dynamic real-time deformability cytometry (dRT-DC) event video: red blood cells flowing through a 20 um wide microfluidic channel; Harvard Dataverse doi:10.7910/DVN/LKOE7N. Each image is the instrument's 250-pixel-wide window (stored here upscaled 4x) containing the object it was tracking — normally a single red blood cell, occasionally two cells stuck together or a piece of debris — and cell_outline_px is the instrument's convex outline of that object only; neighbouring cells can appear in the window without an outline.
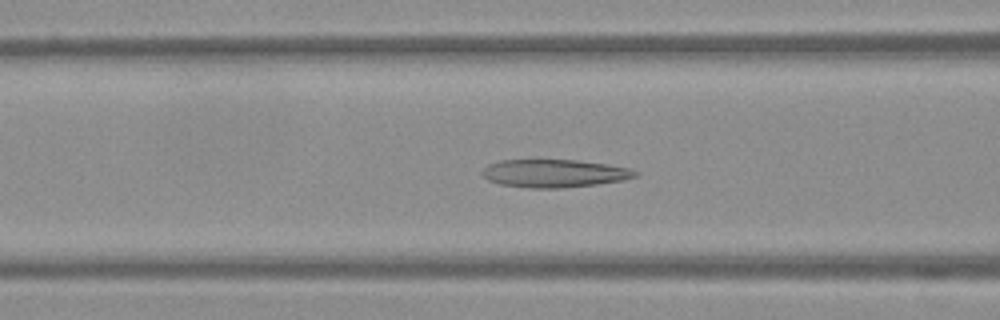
{"species": "Egyptian fruit bat (a non-hibernating species)", "species_latin": "Rousettus aegyptiacus", "temperature_condition": "warm", "stored_images_in_passage": 52, "camera_frame_rate_fps": 3000, "um_per_image_px": 0.085, "frame": {"image": 1, "passage_image": 21, "time_ms": 6.667, "image_size_px": [1000, 320], "cell_outline_px": [[640, 176], [624, 180], [596, 184], [560, 188], [528, 188], [500, 184], [488, 180], [480, 172], [488, 164], [500, 160], [576, 160], [608, 164], [632, 168], [640, 172]], "centroid_in_image_um": [47.17, 14.73], "position_along_channel_um": 119.4, "area_um2": 25.14}}
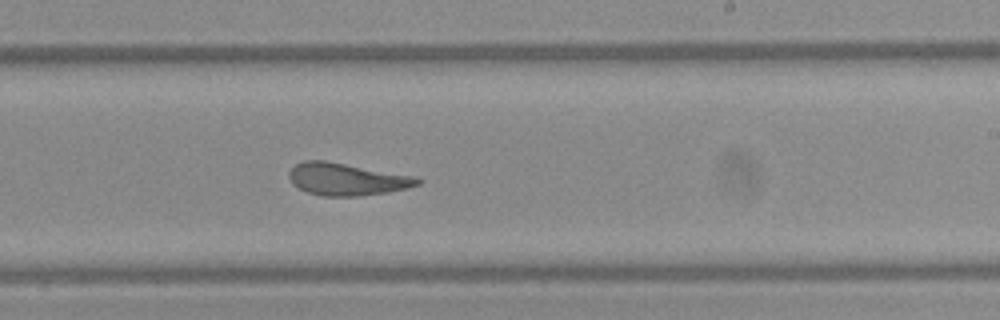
{"frame": {"image": 2, "passage_image": 32, "time_ms": 10.333, "image_size_px": [1000, 320], "cell_outline_px": [[424, 180], [420, 184], [408, 188], [388, 192], [356, 196], [320, 196], [308, 192], [292, 184], [288, 176], [288, 172], [296, 164], [304, 160], [324, 160], [416, 176]], "centroid_in_image_um": [29.49, 15.23], "position_along_channel_um": 259.5, "area_um2": 24.28}}
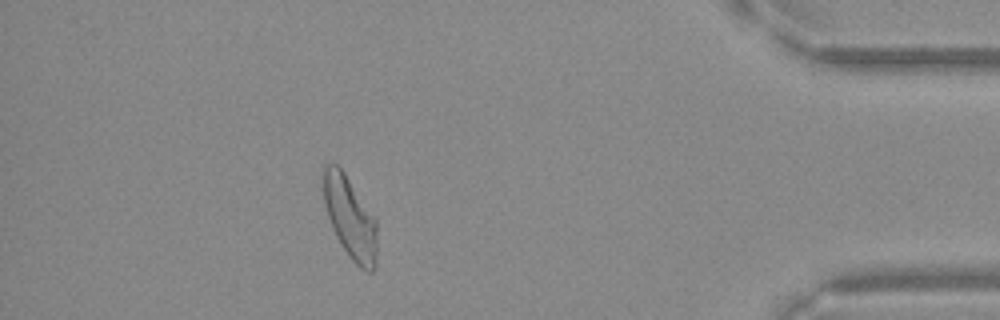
{"frame": {"image": 3, "passage_image": 47, "time_ms": 15.333, "image_size_px": [1000, 320], "cell_outline_px": [[376, 264], [372, 272], [368, 272], [360, 268], [348, 256], [336, 236], [332, 228], [324, 204], [320, 172], [324, 164], [336, 164], [344, 172], [376, 220]], "centroid_in_image_um": [29.71, 18.47], "position_along_channel_um": 405.5, "area_um2": 25.78}}